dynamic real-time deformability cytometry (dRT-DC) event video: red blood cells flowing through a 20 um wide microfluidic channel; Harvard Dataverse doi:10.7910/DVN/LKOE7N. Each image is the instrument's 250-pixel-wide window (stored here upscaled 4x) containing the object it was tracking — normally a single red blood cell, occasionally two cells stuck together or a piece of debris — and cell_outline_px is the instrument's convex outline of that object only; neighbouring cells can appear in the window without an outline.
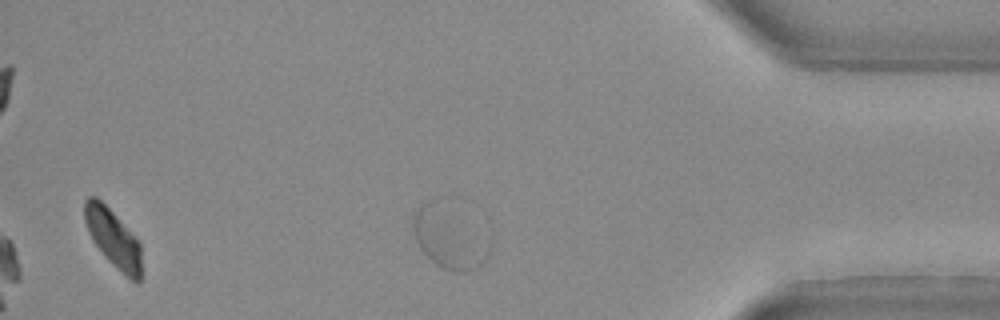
{"species": "Egyptian fruit bat (a non-hibernating species)", "species_latin": "Rousettus aegyptiacus", "temperature_condition": "warm", "stored_images_in_passage": 23, "camera_frame_rate_fps": 3000, "um_per_image_px": 0.085, "animal": {"sex": "female"}, "frame": {"image": 1, "passage_image": 23, "time_ms": 7.333, "image_size_px": [1000, 320], "cell_outline_px": [[488, 252], [484, 260], [476, 268], [460, 272], [444, 268], [436, 264], [420, 248], [416, 240], [416, 208], [432, 196], [444, 196], [488, 248]], "centroid_in_image_um": [38.07, 20.09], "position_along_channel_um": 397.1, "area_um2": 26.18}}